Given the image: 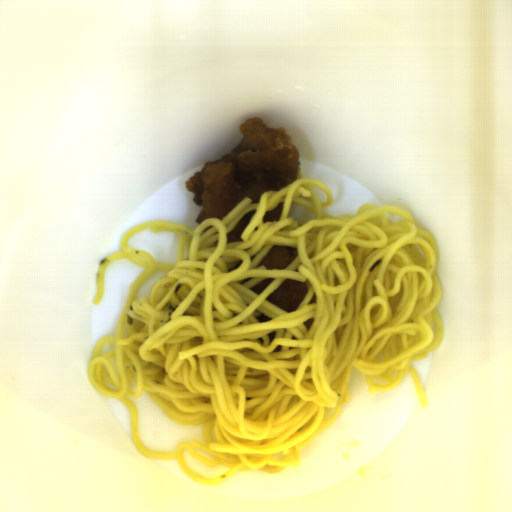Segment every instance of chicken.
Wrapping results in <instances>:
<instances>
[{"label":"chicken","mask_w":512,"mask_h":512,"mask_svg":"<svg viewBox=\"0 0 512 512\" xmlns=\"http://www.w3.org/2000/svg\"><path fill=\"white\" fill-rule=\"evenodd\" d=\"M239 130L243 138L231 151L207 161L185 181L200 225L209 218L222 220L245 198L259 204L263 193L288 187L301 171L299 152L284 127L270 128L256 116Z\"/></svg>","instance_id":"obj_1"},{"label":"chicken","mask_w":512,"mask_h":512,"mask_svg":"<svg viewBox=\"0 0 512 512\" xmlns=\"http://www.w3.org/2000/svg\"><path fill=\"white\" fill-rule=\"evenodd\" d=\"M306 293L305 282L286 279L265 299L289 313L297 310Z\"/></svg>","instance_id":"obj_2"},{"label":"chicken","mask_w":512,"mask_h":512,"mask_svg":"<svg viewBox=\"0 0 512 512\" xmlns=\"http://www.w3.org/2000/svg\"><path fill=\"white\" fill-rule=\"evenodd\" d=\"M297 248L289 245H274L257 266L265 269L285 270L297 255Z\"/></svg>","instance_id":"obj_3"},{"label":"chicken","mask_w":512,"mask_h":512,"mask_svg":"<svg viewBox=\"0 0 512 512\" xmlns=\"http://www.w3.org/2000/svg\"><path fill=\"white\" fill-rule=\"evenodd\" d=\"M255 210L249 211L246 214H244L241 219L235 224V226L225 234L226 236V244L227 243H234V242H244L241 238L242 232L246 229V227L249 225L251 219L253 218L255 214Z\"/></svg>","instance_id":"obj_4"},{"label":"chicken","mask_w":512,"mask_h":512,"mask_svg":"<svg viewBox=\"0 0 512 512\" xmlns=\"http://www.w3.org/2000/svg\"><path fill=\"white\" fill-rule=\"evenodd\" d=\"M284 202H280L274 209L270 211H264L262 217V224L266 222H276L279 221Z\"/></svg>","instance_id":"obj_5"},{"label":"chicken","mask_w":512,"mask_h":512,"mask_svg":"<svg viewBox=\"0 0 512 512\" xmlns=\"http://www.w3.org/2000/svg\"><path fill=\"white\" fill-rule=\"evenodd\" d=\"M275 278H266L264 280H262L261 282H259L258 284L254 285V286H251L249 287V290H251L252 292H254L255 294L257 295H260L264 289L274 280Z\"/></svg>","instance_id":"obj_6"},{"label":"chicken","mask_w":512,"mask_h":512,"mask_svg":"<svg viewBox=\"0 0 512 512\" xmlns=\"http://www.w3.org/2000/svg\"><path fill=\"white\" fill-rule=\"evenodd\" d=\"M257 318L258 321H260L261 323H266L268 322L269 320L273 319L267 315H264V314H259L257 316H255Z\"/></svg>","instance_id":"obj_7"}]
</instances>
